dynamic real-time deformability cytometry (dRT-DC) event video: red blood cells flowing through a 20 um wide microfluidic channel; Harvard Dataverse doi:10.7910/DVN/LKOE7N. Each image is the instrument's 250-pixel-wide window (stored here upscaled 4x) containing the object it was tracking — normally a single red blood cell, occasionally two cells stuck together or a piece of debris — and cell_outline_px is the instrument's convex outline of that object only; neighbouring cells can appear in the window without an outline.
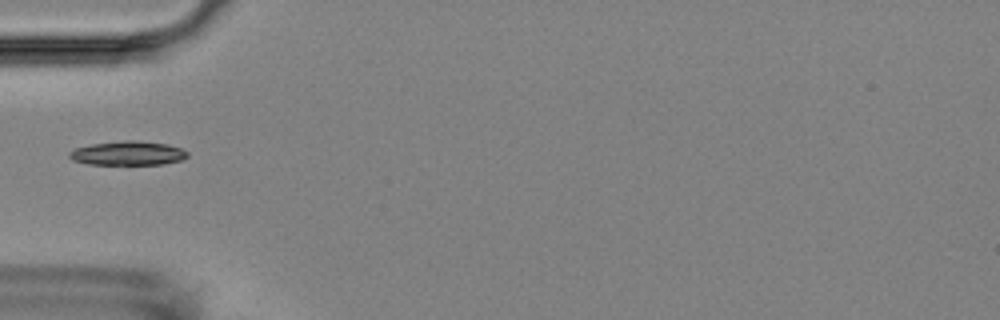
{"species": "Egyptian fruit bat (a non-hibernating species)", "species_latin": "Rousettus aegyptiacus", "temperature_condition": "room temperature", "stored_images_in_passage": 6, "camera_frame_rate_fps": 3000, "um_per_image_px": 0.085, "animal": {"sex": "female"}, "frame": {"image": 1, "passage_image": 6, "time_ms": 5.667, "image_size_px": [1000, 320], "cell_outline_px": [[188, 156], [184, 160], [164, 164], [88, 164], [72, 160], [68, 156], [68, 152], [76, 148], [92, 144], [124, 140], [136, 140], [168, 144], [180, 148], [188, 152]], "centroid_in_image_um": [10.89, 13.02], "position_along_channel_um": 74.1, "area_um2": 16.65}}